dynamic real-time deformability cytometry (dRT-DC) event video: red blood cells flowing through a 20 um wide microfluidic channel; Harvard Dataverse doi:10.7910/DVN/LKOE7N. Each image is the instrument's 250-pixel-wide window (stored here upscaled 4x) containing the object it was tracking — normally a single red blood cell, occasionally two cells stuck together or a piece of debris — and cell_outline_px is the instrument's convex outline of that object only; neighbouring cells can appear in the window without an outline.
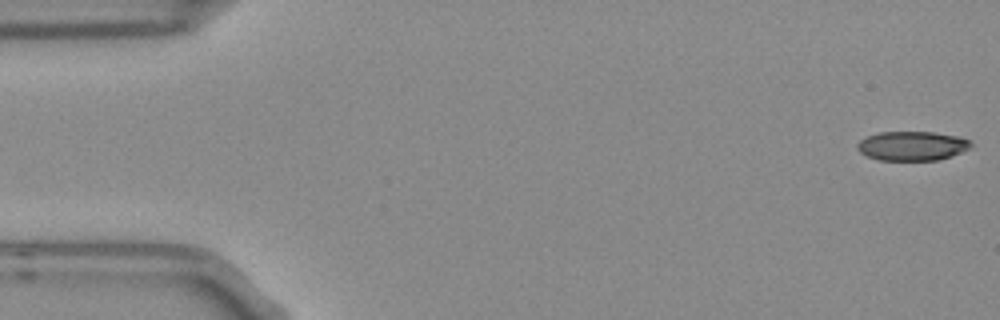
{"species": "Egyptian fruit bat (a non-hibernating species)", "species_latin": "Rousettus aegyptiacus", "temperature_condition": "room temperature", "stored_images_in_passage": 4, "camera_frame_rate_fps": 3000, "um_per_image_px": 0.085, "frame": {"image": 1, "passage_image": 1, "time_ms": 0.0, "image_size_px": [1000, 320], "cell_outline_px": [[972, 144], [968, 148], [952, 156], [940, 160], [880, 160], [868, 156], [860, 152], [856, 148], [856, 144], [860, 140], [868, 136], [880, 132], [932, 132], [960, 136], [972, 140]], "centroid_in_image_um": [77.55, 12.4], "position_along_channel_um": 7.5, "area_um2": 19.42}}